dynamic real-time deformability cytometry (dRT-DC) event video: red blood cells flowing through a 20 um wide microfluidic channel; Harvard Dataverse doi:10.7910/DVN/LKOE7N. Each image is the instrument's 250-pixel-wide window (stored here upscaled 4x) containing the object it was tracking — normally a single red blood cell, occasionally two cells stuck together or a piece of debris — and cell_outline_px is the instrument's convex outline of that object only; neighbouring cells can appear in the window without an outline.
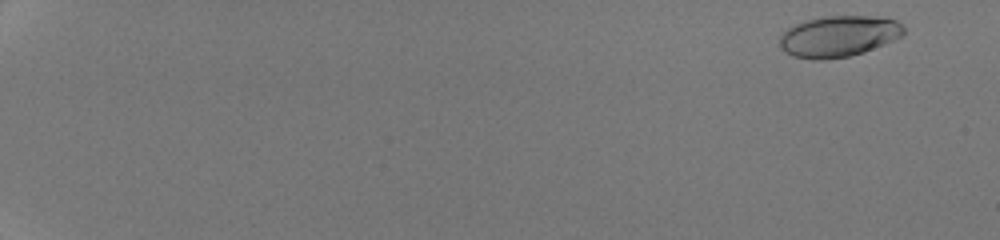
{"species": "human", "species_latin": "Homo sapiens", "temperature_condition": "room temperature", "stored_images_in_passage": 50, "camera_frame_rate_fps": 3000, "um_per_image_px": 0.085, "donor": {"sex": "male"}, "frame": {"image": 1, "passage_image": 1, "time_ms": 0.0, "image_size_px": [1000, 240], "cell_outline_px": [[904, 36], [864, 52], [848, 56], [824, 60], [812, 60], [792, 56], [784, 52], [780, 48], [780, 36], [788, 28], [796, 24], [808, 20], [824, 16], [888, 16], [904, 24]], "centroid_in_image_um": [71.33, 3.08], "position_along_channel_um": 13.7, "area_um2": 30.11}}
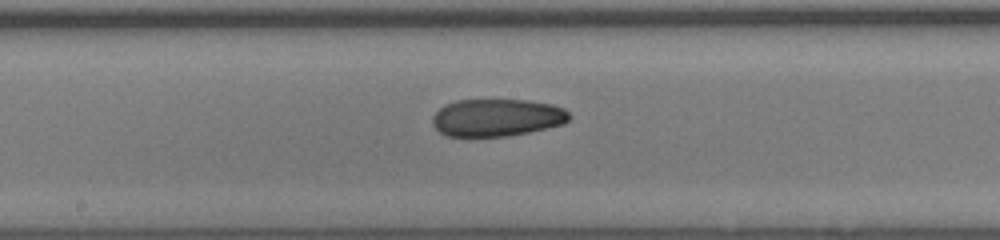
{"frame": {"image": 2, "passage_image": 30, "time_ms": 9.667, "image_size_px": [1000, 240], "cell_outline_px": [[572, 116], [564, 124], [548, 128], [508, 136], [444, 136], [432, 124], [432, 116], [444, 104], [456, 100], [528, 100], [552, 104], [564, 108]], "centroid_in_image_um": [42.24, 9.99], "position_along_channel_um": 206.0, "area_um2": 30.06}}
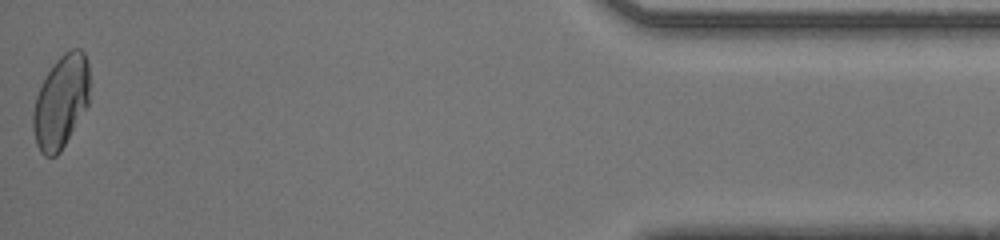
{"frame": {"image": 3, "passage_image": 50, "time_ms": 16.333, "image_size_px": [1000, 240], "cell_outline_px": [[88, 104], [60, 152], [56, 156], [44, 156], [40, 152], [36, 144], [32, 128], [32, 112], [36, 96], [48, 72], [56, 60], [64, 52], [72, 48], [80, 48], [84, 52], [88, 60]], "centroid_in_image_um": [5.16, 8.65], "position_along_channel_um": 430.0, "area_um2": 30.46}, "authors_computed_cell_mechanics": {"area_um2": 30.056, "velocity_mm_per_s": 4.3295, "shape_relaxation_time_tau1_ms": null, "shape_relaxation_time_tau2_ms": 1.9445, "deformation_change_tau1": null, "deformation_change_tau2": 0.0705}}